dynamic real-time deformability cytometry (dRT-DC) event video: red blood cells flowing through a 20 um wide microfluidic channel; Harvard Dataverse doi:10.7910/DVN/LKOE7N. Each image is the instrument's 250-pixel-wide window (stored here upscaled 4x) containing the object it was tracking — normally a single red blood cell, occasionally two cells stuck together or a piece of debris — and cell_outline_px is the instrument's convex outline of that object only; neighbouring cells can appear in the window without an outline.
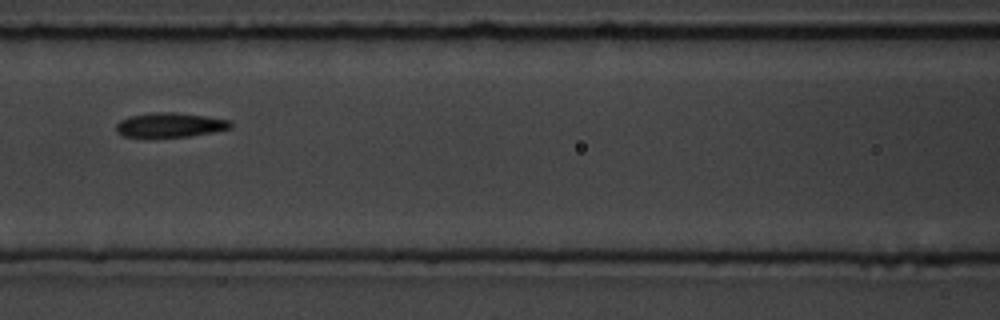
{"species": "common noctule bat (a hibernating species)", "species_latin": "Nyctalus noctula", "temperature_condition": "room temperature", "stored_images_in_passage": 15, "camera_frame_rate_fps": 3000, "um_per_image_px": 0.085, "animal": {"sex": "male", "body_mass_g": 19.5, "forearm_length_mm": 54.6}, "frame": {"image": 1, "passage_image": 7, "time_ms": 8.0, "image_size_px": [1000, 320], "cell_outline_px": [[232, 128], [212, 132], [188, 136], [148, 140], [144, 140], [120, 136], [116, 132], [116, 124], [120, 120], [128, 116], [152, 112], [176, 112], [232, 120]], "centroid_in_image_um": [14.35, 10.67], "position_along_channel_um": 152.3, "area_um2": 17.28}}
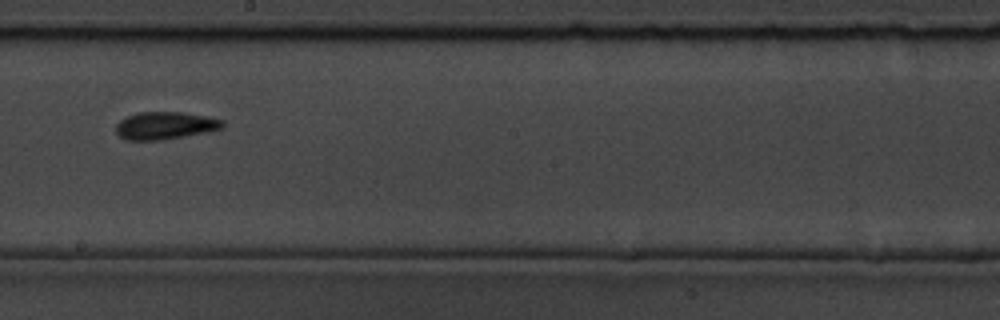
{"frame": {"image": 2, "passage_image": 9, "time_ms": 10.333, "image_size_px": [1000, 320], "cell_outline_px": [[224, 128], [208, 132], [160, 140], [128, 140], [120, 136], [116, 132], [116, 124], [120, 120], [128, 116], [140, 112], [180, 112], [204, 116], [224, 120]], "centroid_in_image_um": [14.05, 10.67], "position_along_channel_um": 234.2, "area_um2": 16.99}}
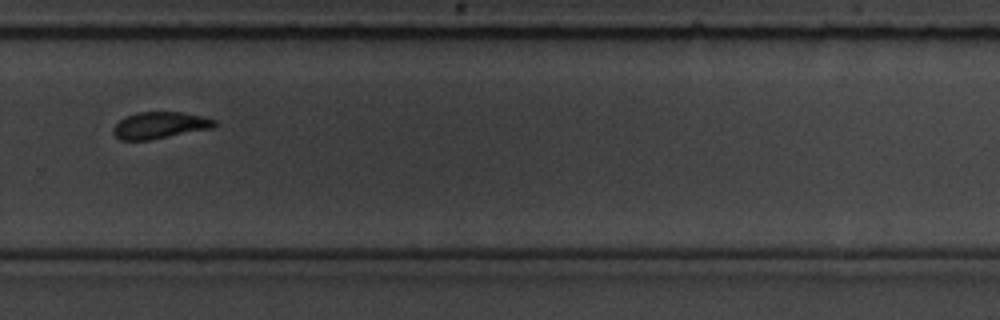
{"frame": {"image": 3, "passage_image": 11, "time_ms": 12.667, "image_size_px": [1000, 320], "cell_outline_px": [[220, 124], [212, 128], [148, 140], [120, 140], [112, 132], [112, 128], [120, 120], [136, 112], [180, 112], [200, 116], [216, 120]], "centroid_in_image_um": [13.59, 10.65], "position_along_channel_um": 316.2, "area_um2": 15.61}, "authors_computed_cell_mechanics": {"area_um2": 17.2822, "velocity_mm_per_s": 3.5176, "shape_relaxation_time_tau1_ms": 1.2362, "shape_relaxation_time_tau2_ms": null, "deformation_change_tau1": 0.1071, "deformation_change_tau2": null}}